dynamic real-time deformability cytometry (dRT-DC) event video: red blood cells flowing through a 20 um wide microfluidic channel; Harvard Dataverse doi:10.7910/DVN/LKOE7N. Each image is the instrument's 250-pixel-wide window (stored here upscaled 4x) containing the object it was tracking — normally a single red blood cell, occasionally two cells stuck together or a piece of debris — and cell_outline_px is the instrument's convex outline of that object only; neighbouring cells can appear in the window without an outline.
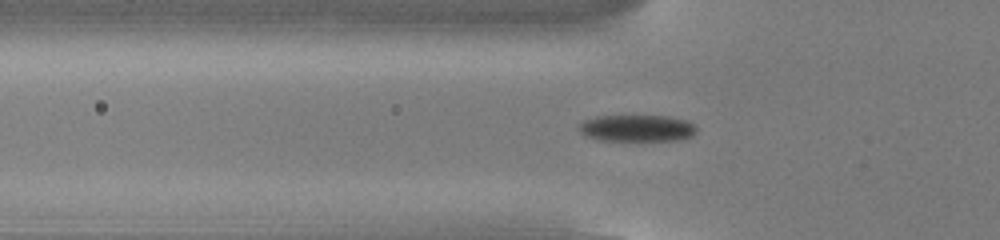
{"species": "common noctule bat (a hibernating species)", "species_latin": "Nyctalus noctula", "temperature_condition": "cold", "stored_images_in_passage": 42, "camera_frame_rate_fps": 3000, "um_per_image_px": 0.085, "animal": {"sex": "male", "body_mass_g": 13.0, "forearm_length_mm": 53.1}, "frame": {"image": 1, "passage_image": 6, "time_ms": 1.667, "image_size_px": [1000, 240], "cell_outline_px": [[696, 132], [692, 136], [676, 140], [596, 140], [584, 136], [580, 132], [580, 124], [584, 120], [596, 116], [668, 116], [688, 120], [696, 128]], "centroid_in_image_um": [54.13, 10.89], "position_along_channel_um": 71.7, "area_um2": 18.26}}
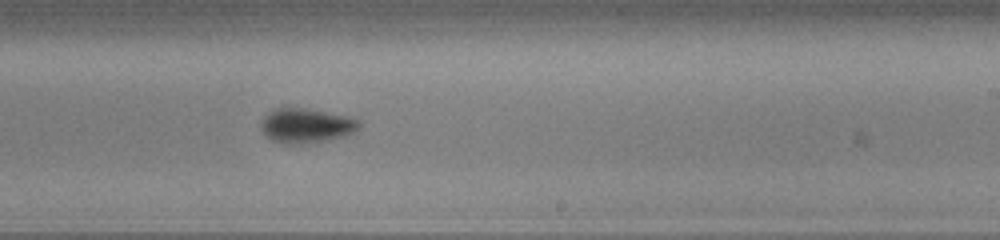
{"frame": {"image": 2, "passage_image": 21, "time_ms": 6.667, "image_size_px": [1000, 240], "cell_outline_px": [[360, 128], [344, 136], [308, 144], [280, 144], [272, 140], [260, 128], [260, 120], [264, 116], [276, 108], [300, 108], [340, 116], [356, 120], [360, 124]], "centroid_in_image_um": [25.94, 10.72], "position_along_channel_um": 263.1, "area_um2": 19.25}}
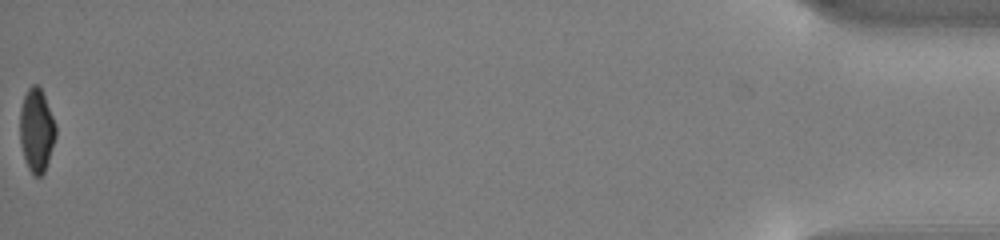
{"frame": {"image": 3, "passage_image": 42, "time_ms": 13.667, "image_size_px": [1000, 240], "cell_outline_px": [[56, 136], [44, 172], [40, 176], [32, 176], [24, 160], [20, 144], [20, 108], [24, 96], [28, 88], [32, 84], [36, 84], [40, 88], [44, 96], [56, 124]], "centroid_in_image_um": [3.09, 11.09], "position_along_channel_um": 432.1, "area_um2": 17.46}, "authors_computed_cell_mechanics": {"area_um2": 19.2474, "velocity_mm_per_s": 3.8327, "shape_relaxation_time_tau1_ms": 2.3553, "shape_relaxation_time_tau2_ms": 6.5226, "deformation_change_tau1": 0.1075, "deformation_change_tau2": 0.0707}}